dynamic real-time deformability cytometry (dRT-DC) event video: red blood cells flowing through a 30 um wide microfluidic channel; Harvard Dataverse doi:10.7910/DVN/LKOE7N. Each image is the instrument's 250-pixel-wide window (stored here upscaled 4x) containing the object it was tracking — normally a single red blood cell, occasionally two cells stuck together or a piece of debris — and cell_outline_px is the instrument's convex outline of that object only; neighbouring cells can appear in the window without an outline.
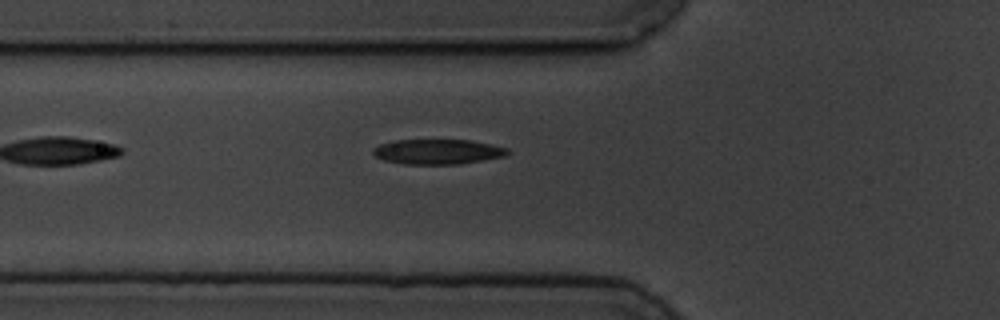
{"species": "common noctule bat (a hibernating species)", "species_latin": "Nyctalus noctula", "temperature_condition": "cold", "stored_images_in_passage": 5, "camera_frame_rate_fps": 3000, "um_per_image_px": 0.085, "animal": {"sex": "male", "body_mass_g": 19.5, "forearm_length_mm": 54.6}, "frame": {"image": 1, "passage_image": 5, "time_ms": 5.0, "image_size_px": [1000, 320], "cell_outline_px": [[512, 152], [508, 156], [460, 164], [404, 164], [384, 160], [376, 156], [372, 152], [372, 148], [380, 144], [392, 140], [468, 140], [492, 144], [508, 148]], "centroid_in_image_um": [37.25, 12.89], "position_along_channel_um": 88.6, "area_um2": 19.83}}